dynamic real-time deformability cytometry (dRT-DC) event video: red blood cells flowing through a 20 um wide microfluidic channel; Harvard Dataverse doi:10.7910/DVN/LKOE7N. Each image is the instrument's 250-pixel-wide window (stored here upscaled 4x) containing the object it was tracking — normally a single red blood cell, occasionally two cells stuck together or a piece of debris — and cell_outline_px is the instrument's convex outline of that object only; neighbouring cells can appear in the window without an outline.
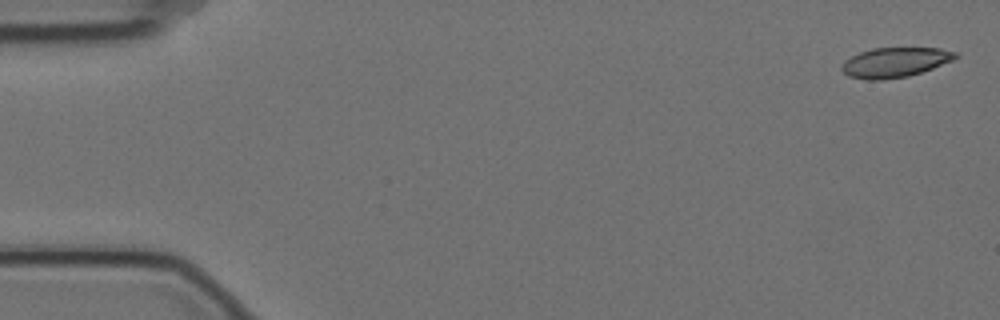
{"species": "Egyptian fruit bat (a non-hibernating species)", "species_latin": "Rousettus aegyptiacus", "temperature_condition": "cold", "stored_images_in_passage": 5, "camera_frame_rate_fps": 3000, "um_per_image_px": 0.085, "animal": {"sex": "female"}, "frame": {"image": 1, "passage_image": 1, "time_ms": 0.0, "image_size_px": [1000, 320], "cell_outline_px": [[960, 56], [952, 60], [932, 68], [908, 76], [880, 80], [868, 80], [848, 76], [840, 68], [840, 64], [844, 60], [860, 52], [872, 48], [940, 48], [960, 52]], "centroid_in_image_um": [76.07, 5.29], "position_along_channel_um": 8.9, "area_um2": 19.83}}
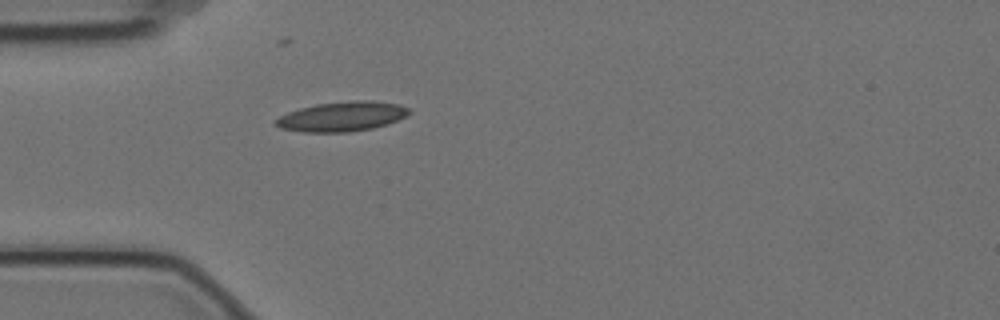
{"frame": {"image": 2, "passage_image": 5, "time_ms": 1.333, "image_size_px": [1000, 320], "cell_outline_px": [[412, 112], [388, 124], [372, 128], [348, 132], [304, 132], [280, 128], [272, 124], [272, 120], [288, 112], [300, 108], [316, 104], [352, 100], [372, 100], [400, 104], [408, 108]], "centroid_in_image_um": [29.04, 9.9], "position_along_channel_um": 56.0, "area_um2": 23.24}}